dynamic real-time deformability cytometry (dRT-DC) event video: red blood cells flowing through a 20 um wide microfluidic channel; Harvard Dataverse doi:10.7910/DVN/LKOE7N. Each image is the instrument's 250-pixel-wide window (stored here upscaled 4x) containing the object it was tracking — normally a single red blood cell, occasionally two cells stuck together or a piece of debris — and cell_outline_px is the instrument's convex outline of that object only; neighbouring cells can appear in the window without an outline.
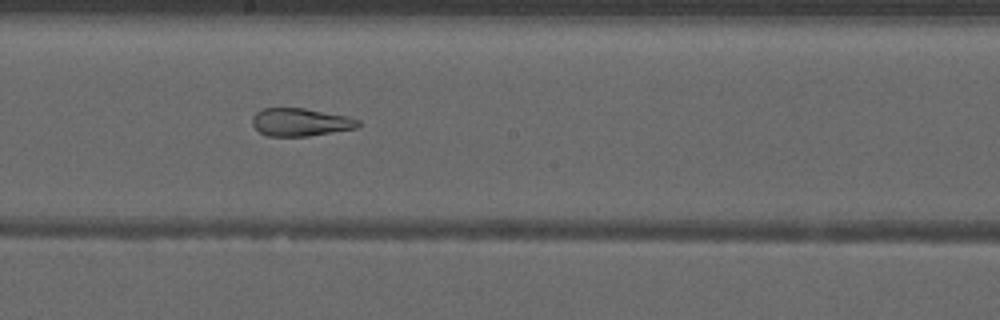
{"species": "common noctule bat (a hibernating species)", "species_latin": "Nyctalus noctula", "temperature_condition": "warm", "stored_images_in_passage": 52, "camera_frame_rate_fps": 3000, "um_per_image_px": 0.085, "animal": {"sex": "male", "forearm_length_mm": 52.5}, "frame": {"image": 1, "passage_image": 30, "time_ms": 9.667, "image_size_px": [1000, 320], "cell_outline_px": [[360, 128], [308, 136], [268, 136], [260, 132], [252, 124], [252, 116], [256, 112], [264, 108], [304, 108], [344, 116], [360, 120]], "centroid_in_image_um": [25.54, 10.39], "position_along_channel_um": 222.7, "area_um2": 17.17}}